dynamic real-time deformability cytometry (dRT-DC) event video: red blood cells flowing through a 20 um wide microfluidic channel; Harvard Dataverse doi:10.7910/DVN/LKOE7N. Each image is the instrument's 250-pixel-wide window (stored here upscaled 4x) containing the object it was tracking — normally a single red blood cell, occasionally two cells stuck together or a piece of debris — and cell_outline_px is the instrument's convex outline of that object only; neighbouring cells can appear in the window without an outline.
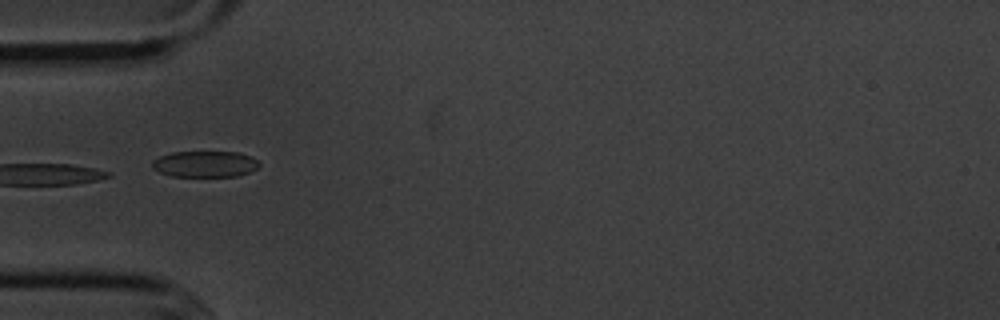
{"species": "common noctule bat (a hibernating species)", "species_latin": "Nyctalus noctula", "temperature_condition": "cold", "stored_images_in_passage": 11, "camera_frame_rate_fps": 3000, "um_per_image_px": 0.085, "animal": {"sex": "male", "body_mass_g": 20.1, "forearm_length_mm": 53.5}, "frame": {"image": 1, "passage_image": 5, "time_ms": 5.667, "image_size_px": [1000, 320], "cell_outline_px": [[260, 164], [256, 168], [240, 176], [172, 176], [160, 172], [152, 168], [152, 160], [160, 156], [172, 152], [240, 152], [252, 156]], "centroid_in_image_um": [17.42, 13.94], "position_along_channel_um": 67.6, "area_um2": 16.3}}
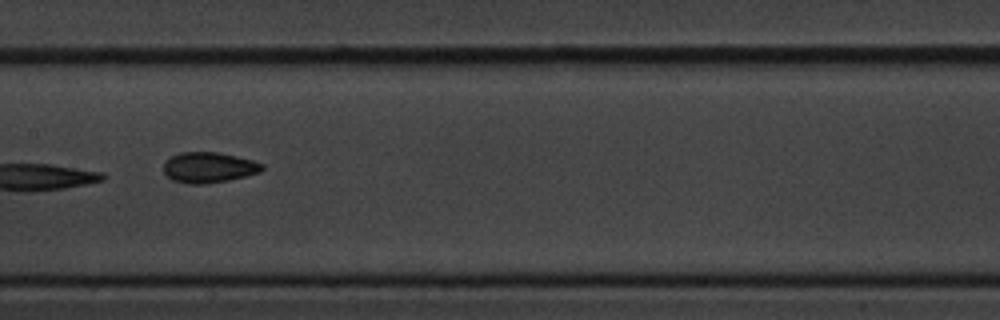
{"frame": {"image": 2, "passage_image": 8, "time_ms": 9.0, "image_size_px": [1000, 320], "cell_outline_px": [[264, 168], [260, 172], [228, 180], [204, 184], [188, 184], [172, 180], [164, 172], [164, 160], [180, 152], [220, 152], [252, 160], [264, 164]], "centroid_in_image_um": [17.73, 14.23], "position_along_channel_um": 189.7, "area_um2": 17.57}}
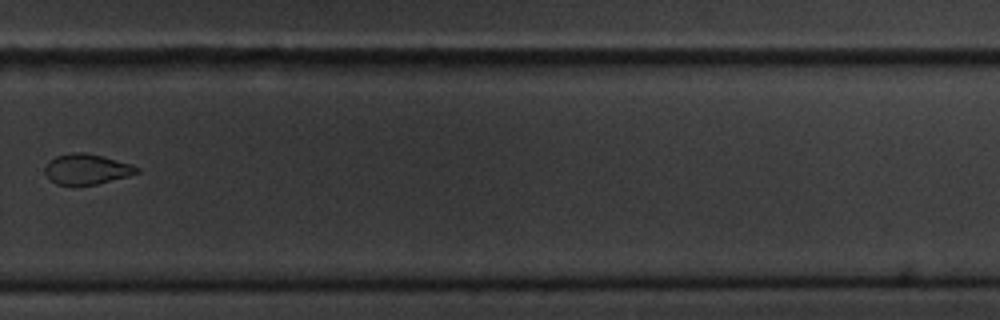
{"frame": {"image": 3, "passage_image": 11, "time_ms": 12.667, "image_size_px": [1000, 320], "cell_outline_px": [[140, 172], [128, 176], [96, 184], [56, 184], [44, 172], [44, 168], [56, 156], [72, 152], [84, 152], [132, 164], [140, 168]], "centroid_in_image_um": [7.4, 14.37], "position_along_channel_um": 322.4, "area_um2": 15.9}}